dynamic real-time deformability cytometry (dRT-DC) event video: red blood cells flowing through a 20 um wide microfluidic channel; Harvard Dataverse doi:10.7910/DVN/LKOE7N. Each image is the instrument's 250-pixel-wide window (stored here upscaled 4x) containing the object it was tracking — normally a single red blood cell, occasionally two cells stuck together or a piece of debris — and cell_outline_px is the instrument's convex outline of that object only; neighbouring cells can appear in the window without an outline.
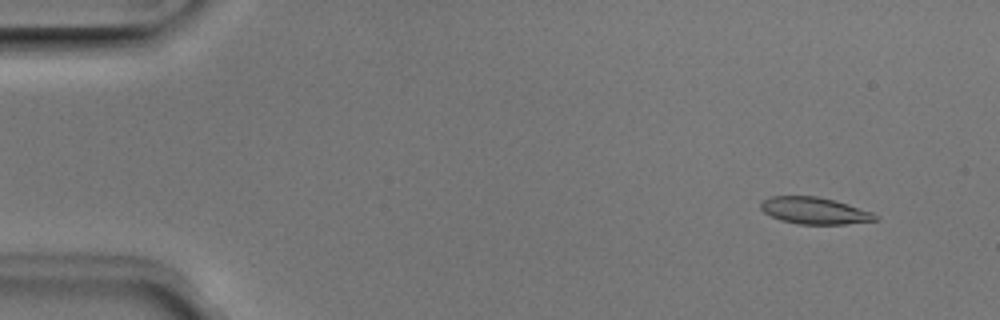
{"species": "Egyptian fruit bat (a non-hibernating species)", "species_latin": "Rousettus aegyptiacus", "temperature_condition": "room temperature", "stored_images_in_passage": 53, "segment_of_instrument_passage": [1, 2], "camera_frame_rate_fps": 3000, "um_per_image_px": 0.085, "animal": {"sex": "male"}, "frame": {"image": 1, "passage_image": 5, "time_ms": 1.333, "image_size_px": [1000, 320], "cell_outline_px": [[880, 216], [876, 220], [844, 224], [796, 224], [780, 220], [764, 212], [760, 208], [760, 204], [764, 200], [772, 196], [816, 196], [836, 200], [872, 212]], "centroid_in_image_um": [69.24, 17.91], "position_along_channel_um": 15.8, "area_um2": 17.86}}
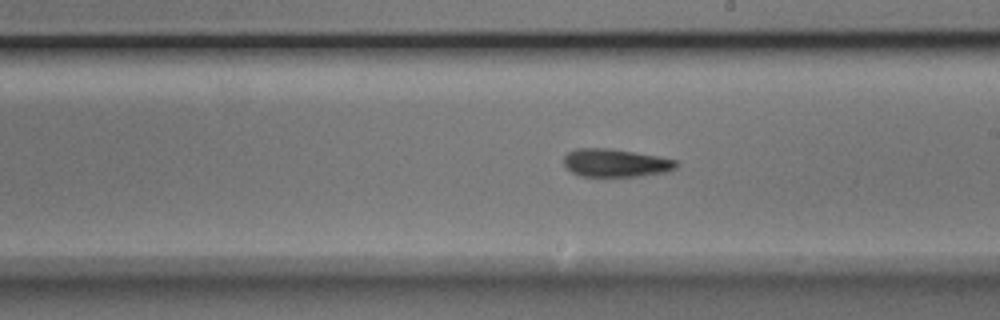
{"frame": {"image": 2, "passage_image": 30, "time_ms": 9.667, "image_size_px": [1000, 320], "cell_outline_px": [[680, 164], [676, 168], [668, 172], [640, 176], [580, 176], [572, 172], [564, 164], [564, 156], [568, 152], [576, 148], [612, 148], [656, 156], [676, 160]], "centroid_in_image_um": [52.34, 13.84], "position_along_channel_um": 236.7, "area_um2": 18.44}}
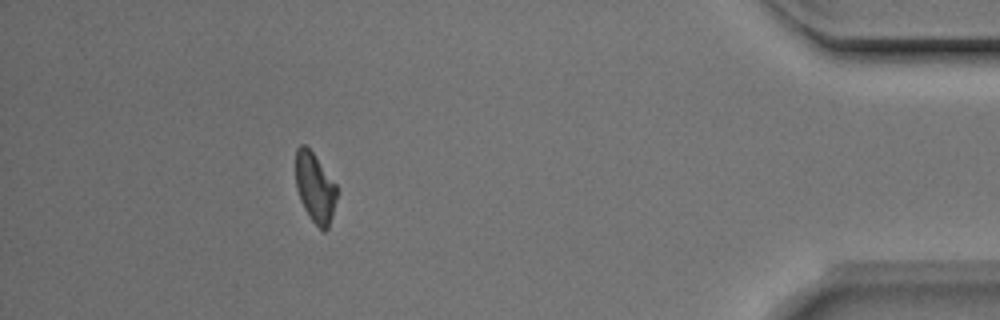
{"frame": {"image": 3, "passage_image": 47, "time_ms": 15.333, "image_size_px": [1000, 320], "cell_outline_px": [[336, 196], [332, 216], [328, 228], [324, 232], [308, 216], [300, 200], [296, 188], [296, 148], [300, 144], [304, 144], [312, 152], [336, 184]], "centroid_in_image_um": [26.75, 15.95], "position_along_channel_um": 408.4, "area_um2": 16.47}}